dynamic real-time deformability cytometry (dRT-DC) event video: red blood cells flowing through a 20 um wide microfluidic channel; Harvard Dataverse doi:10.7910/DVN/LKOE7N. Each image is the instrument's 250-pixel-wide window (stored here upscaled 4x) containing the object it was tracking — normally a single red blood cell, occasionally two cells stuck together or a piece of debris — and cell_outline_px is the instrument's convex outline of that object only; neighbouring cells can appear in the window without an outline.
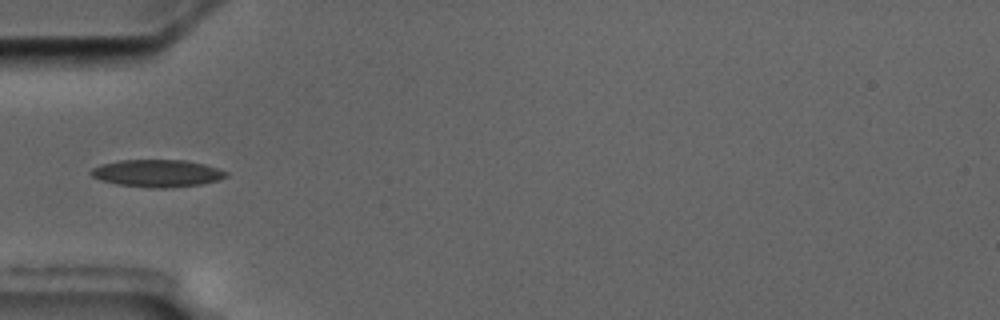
{"species": "common noctule bat (a hibernating species)", "species_latin": "Nyctalus noctula", "temperature_condition": "cold", "stored_images_in_passage": 6, "camera_frame_rate_fps": 3000, "um_per_image_px": 0.085, "animal": {"sex": "male", "body_mass_g": 17.5, "forearm_length_mm": 52.3}, "frame": {"image": 1, "passage_image": 5, "time_ms": 4.333, "image_size_px": [1000, 320], "cell_outline_px": [[228, 176], [220, 180], [200, 184], [164, 188], [148, 188], [116, 184], [100, 180], [92, 176], [88, 172], [92, 168], [100, 164], [120, 160], [188, 160], [204, 164], [228, 172]], "centroid_in_image_um": [13.34, 14.73], "position_along_channel_um": 71.7, "area_um2": 21.68}}
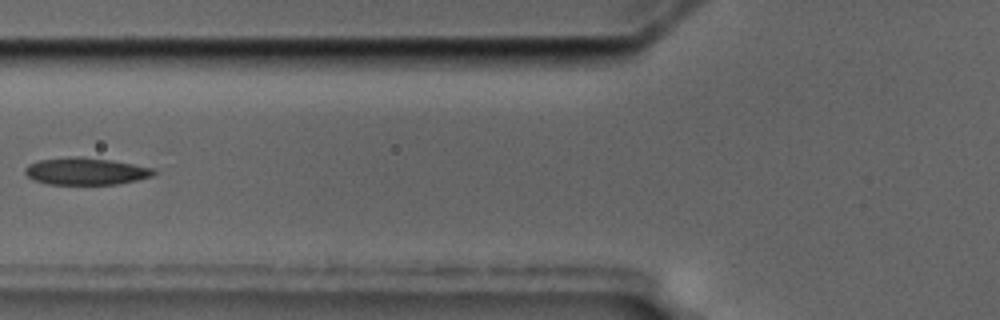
{"frame": {"image": 2, "passage_image": 6, "time_ms": 5.667, "image_size_px": [1000, 320], "cell_outline_px": [[156, 172], [152, 176], [136, 180], [116, 184], [48, 184], [32, 180], [24, 172], [24, 168], [28, 164], [40, 160], [68, 156], [84, 156], [156, 168]], "centroid_in_image_um": [7.26, 14.55], "position_along_channel_um": 118.5, "area_um2": 20.4}}